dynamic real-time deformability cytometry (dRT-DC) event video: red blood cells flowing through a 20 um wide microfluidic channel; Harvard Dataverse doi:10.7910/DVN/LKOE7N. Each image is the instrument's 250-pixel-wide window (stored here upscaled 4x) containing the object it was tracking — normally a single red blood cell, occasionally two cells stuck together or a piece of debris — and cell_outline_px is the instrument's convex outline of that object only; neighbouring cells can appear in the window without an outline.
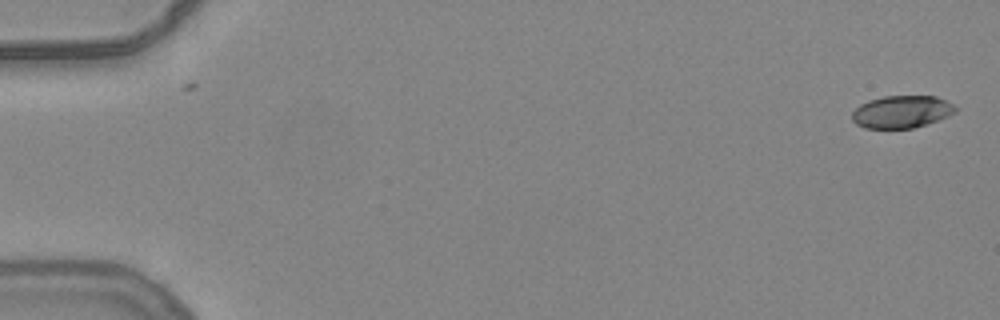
{"species": "common noctule bat (a hibernating species)", "species_latin": "Nyctalus noctula", "temperature_condition": "warm", "stored_images_in_passage": 54, "camera_frame_rate_fps": 3000, "um_per_image_px": 0.085, "animal": {"sex": "female", "body_mass_g": 24.6, "forearm_length_mm": 56.2}, "frame": {"image": 1, "passage_image": 1, "time_ms": 0.0, "image_size_px": [1000, 320], "cell_outline_px": [[956, 112], [948, 116], [912, 128], [864, 128], [856, 124], [852, 120], [852, 112], [860, 104], [868, 100], [884, 96], [936, 96], [952, 104], [956, 108]], "centroid_in_image_um": [76.6, 9.49], "position_along_channel_um": 8.4, "area_um2": 19.36}}
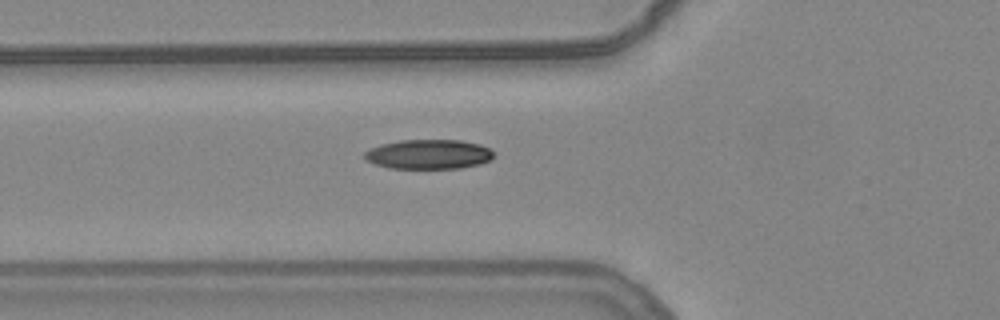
{"frame": {"image": 2, "passage_image": 20, "time_ms": 6.333, "image_size_px": [1000, 320], "cell_outline_px": [[492, 160], [480, 164], [460, 168], [388, 168], [364, 160], [364, 152], [380, 144], [400, 140], [460, 140], [480, 144], [488, 148], [492, 152]], "centroid_in_image_um": [36.42, 13.11], "position_along_channel_um": 89.4, "area_um2": 22.25}}
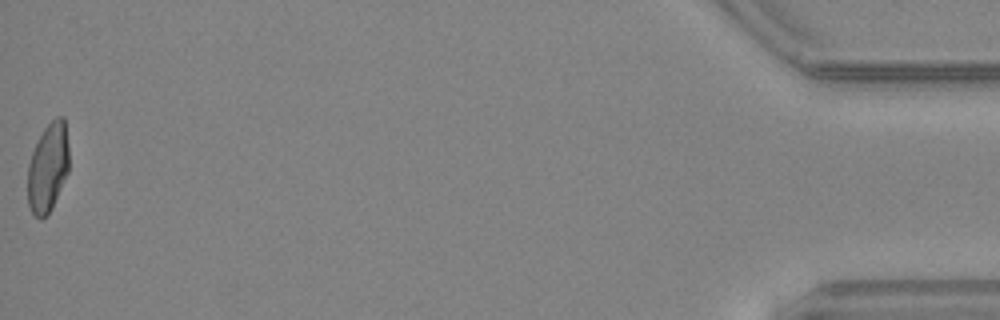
{"frame": {"image": 3, "passage_image": 54, "time_ms": 17.667, "image_size_px": [1000, 320], "cell_outline_px": [[68, 172], [52, 208], [40, 220], [32, 212], [28, 204], [28, 164], [32, 152], [44, 128], [56, 116], [64, 116], [68, 148]], "centroid_in_image_um": [4.07, 14.23], "position_along_channel_um": 431.1, "area_um2": 21.21}, "authors_computed_cell_mechanics": {"area_um2": 21.7906, "velocity_mm_per_s": 3.8708, "shape_relaxation_time_tau1_ms": 5.8558, "shape_relaxation_time_tau2_ms": 1.9562, "deformation_change_tau1": 0.1916, "deformation_change_tau2": 0.0646}}